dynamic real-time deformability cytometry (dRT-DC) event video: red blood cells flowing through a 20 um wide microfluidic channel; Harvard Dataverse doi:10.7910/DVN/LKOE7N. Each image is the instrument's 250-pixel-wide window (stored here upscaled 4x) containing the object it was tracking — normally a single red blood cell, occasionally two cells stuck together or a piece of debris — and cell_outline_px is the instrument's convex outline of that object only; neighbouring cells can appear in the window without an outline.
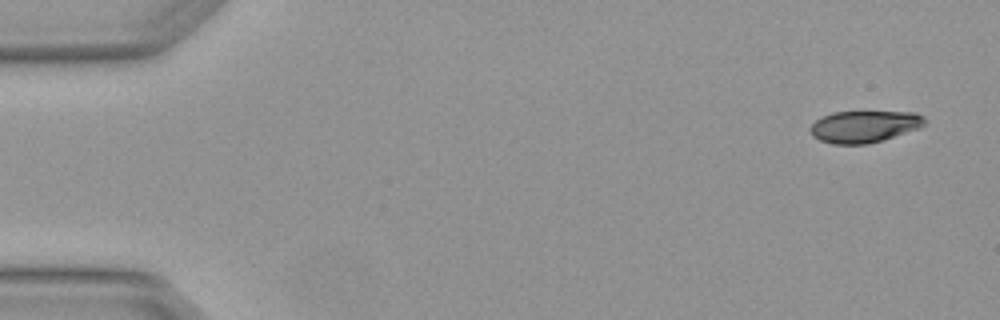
{"species": "Egyptian fruit bat (a non-hibernating species)", "species_latin": "Rousettus aegyptiacus", "temperature_condition": "warm", "stored_images_in_passage": 4, "camera_frame_rate_fps": 3000, "um_per_image_px": 0.085, "animal": {"sex": "female"}, "frame": {"image": 1, "passage_image": 1, "time_ms": 0.0, "image_size_px": [1000, 320], "cell_outline_px": [[924, 124], [920, 128], [868, 144], [832, 144], [820, 140], [812, 136], [808, 128], [816, 120], [832, 112], [916, 112], [924, 116]], "centroid_in_image_um": [73.44, 10.75], "position_along_channel_um": 11.6, "area_um2": 21.15}}
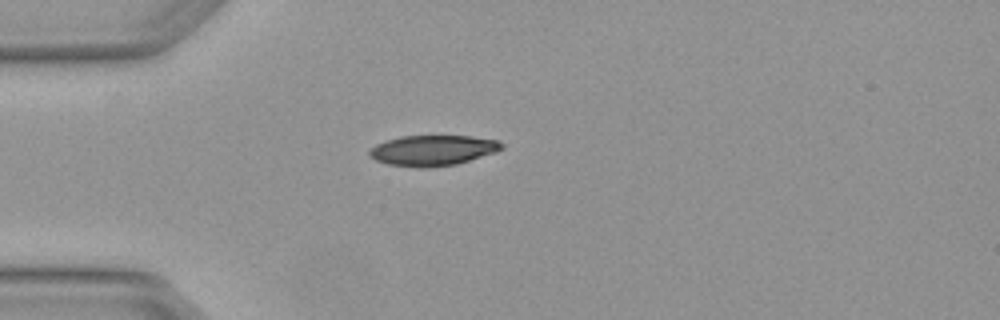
{"frame": {"image": 2, "passage_image": 4, "time_ms": 1.0, "image_size_px": [1000, 320], "cell_outline_px": [[504, 148], [496, 152], [456, 164], [428, 168], [416, 168], [388, 164], [376, 160], [368, 156], [368, 152], [376, 144], [400, 136], [472, 136], [496, 140], [504, 144]], "centroid_in_image_um": [36.78, 12.79], "position_along_channel_um": 48.2, "area_um2": 23.52}}